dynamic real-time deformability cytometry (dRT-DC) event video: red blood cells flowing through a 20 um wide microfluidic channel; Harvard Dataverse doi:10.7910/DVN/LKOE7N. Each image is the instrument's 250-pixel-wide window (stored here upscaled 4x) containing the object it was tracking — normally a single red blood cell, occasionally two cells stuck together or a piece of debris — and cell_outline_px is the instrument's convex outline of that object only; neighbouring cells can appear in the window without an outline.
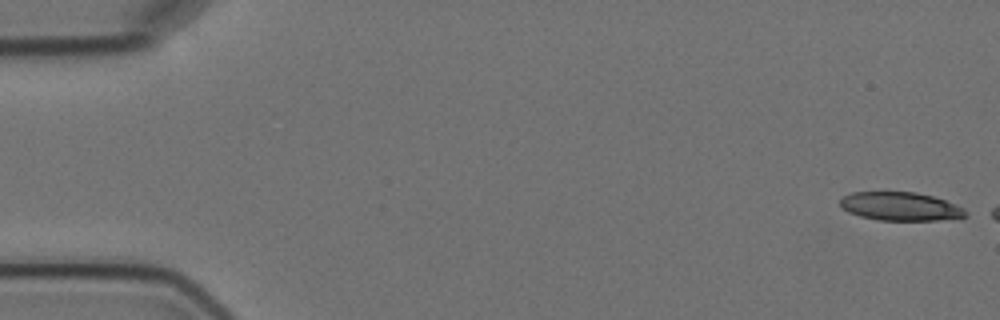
{"species": "Egyptian fruit bat (a non-hibernating species)", "species_latin": "Rousettus aegyptiacus", "temperature_condition": "cold", "stored_images_in_passage": 3, "camera_frame_rate_fps": 3000, "um_per_image_px": 0.085, "animal": {"sex": "female"}, "frame": {"image": 1, "passage_image": 1, "time_ms": 0.0, "image_size_px": [1000, 320], "cell_outline_px": [[968, 216], [960, 220], [876, 220], [860, 216], [848, 212], [840, 208], [840, 200], [844, 196], [852, 192], [916, 192], [932, 196], [956, 204], [964, 208], [968, 212]], "centroid_in_image_um": [76.6, 17.56], "position_along_channel_um": 8.4, "area_um2": 21.21}}